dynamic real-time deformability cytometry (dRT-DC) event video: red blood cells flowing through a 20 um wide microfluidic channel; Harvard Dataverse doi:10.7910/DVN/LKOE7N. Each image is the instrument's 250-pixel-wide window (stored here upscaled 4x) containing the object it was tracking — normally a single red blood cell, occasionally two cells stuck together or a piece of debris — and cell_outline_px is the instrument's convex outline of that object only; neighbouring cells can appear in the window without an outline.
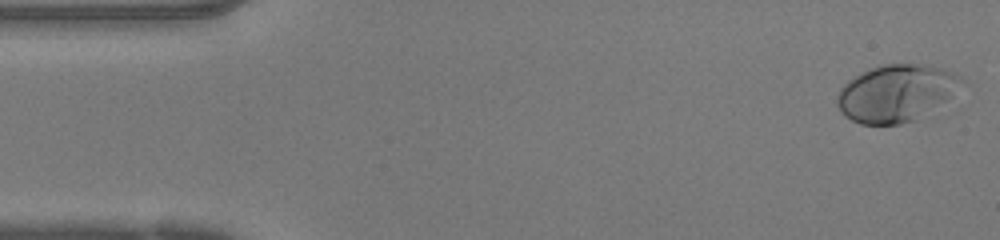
{"species": "human", "species_latin": "Homo sapiens", "temperature_condition": "warm", "stored_images_in_passage": 47, "camera_frame_rate_fps": 3000, "um_per_image_px": 0.085, "donor": {"sex": "female"}, "frame": {"image": 1, "passage_image": 1, "time_ms": 0.0, "image_size_px": [1000, 240], "cell_outline_px": [[968, 84], [952, 96], [916, 120], [900, 124], [860, 124], [844, 116], [840, 112], [836, 104], [836, 96], [840, 88], [848, 80], [868, 68], [884, 64], [924, 64], [940, 68], [952, 72], [960, 76]], "centroid_in_image_um": [76.18, 7.91], "position_along_channel_um": 8.8, "area_um2": 41.79}}
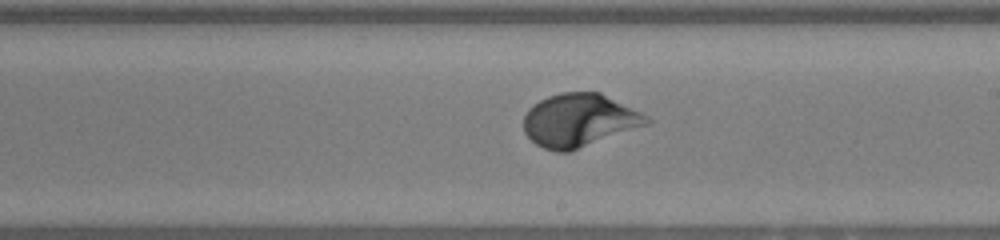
{"frame": {"image": 2, "passage_image": 26, "time_ms": 8.333, "image_size_px": [1000, 240], "cell_outline_px": [[652, 120], [648, 124], [568, 152], [556, 152], [544, 148], [536, 144], [524, 132], [524, 116], [528, 108], [532, 104], [548, 96], [560, 92], [600, 92], [648, 116]], "centroid_in_image_um": [49.2, 10.22], "position_along_channel_um": 239.8, "area_um2": 37.8}}
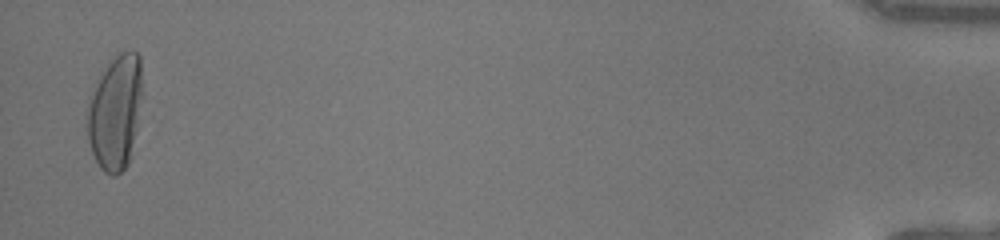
{"frame": {"image": 3, "passage_image": 46, "time_ms": 15.0, "image_size_px": [1000, 240], "cell_outline_px": [[144, 96], [132, 156], [128, 164], [116, 176], [112, 176], [104, 172], [100, 168], [92, 152], [88, 140], [88, 96], [100, 72], [108, 60], [120, 52], [132, 48], [140, 56]], "centroid_in_image_um": [9.84, 9.47], "position_along_channel_um": 425.4, "area_um2": 38.32}, "authors_computed_cell_mechanics": {"area_um2": 36.992, "velocity_mm_per_s": 4.231, "shape_relaxation_time_tau1_ms": 3.4902, "shape_relaxation_time_tau2_ms": null, "deformation_change_tau1": 0.1922, "deformation_change_tau2": null}}